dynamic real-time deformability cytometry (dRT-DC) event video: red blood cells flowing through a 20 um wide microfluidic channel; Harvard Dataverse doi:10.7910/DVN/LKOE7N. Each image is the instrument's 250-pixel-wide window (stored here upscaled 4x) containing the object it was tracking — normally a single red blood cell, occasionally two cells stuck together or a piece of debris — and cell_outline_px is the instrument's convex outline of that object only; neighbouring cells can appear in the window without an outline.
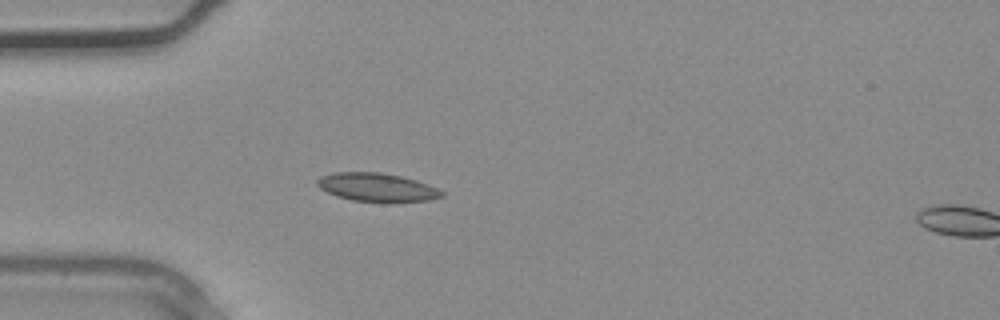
{"species": "common noctule bat (a hibernating species)", "species_latin": "Nyctalus noctula", "temperature_condition": "warm", "stored_images_in_passage": 24, "camera_frame_rate_fps": 3000, "um_per_image_px": 0.085, "animal": {"sex": "male", "body_mass_g": 20.4}, "frame": {"image": 1, "passage_image": 4, "time_ms": 1.0, "image_size_px": [1000, 320], "cell_outline_px": [[444, 196], [428, 200], [352, 200], [336, 196], [320, 188], [316, 184], [316, 180], [320, 176], [332, 172], [380, 172], [400, 176], [416, 180], [428, 184], [444, 192]], "centroid_in_image_um": [31.98, 15.88], "position_along_channel_um": 53.0, "area_um2": 20.06}}